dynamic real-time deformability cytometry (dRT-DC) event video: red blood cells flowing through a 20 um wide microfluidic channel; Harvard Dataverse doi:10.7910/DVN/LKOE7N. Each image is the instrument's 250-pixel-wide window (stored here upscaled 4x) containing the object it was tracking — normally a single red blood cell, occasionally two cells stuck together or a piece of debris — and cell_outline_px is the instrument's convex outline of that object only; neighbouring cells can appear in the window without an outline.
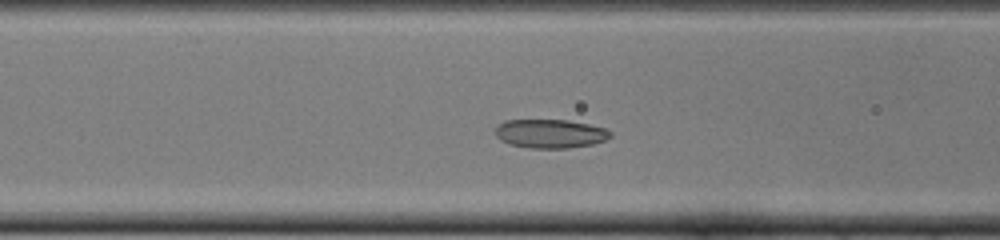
{"species": "common noctule bat (a hibernating species)", "species_latin": "Nyctalus noctula", "temperature_condition": "cold", "stored_images_in_passage": 45, "camera_frame_rate_fps": 3000, "um_per_image_px": 0.085, "animal": {"sex": "female", "body_mass_g": 22.0, "forearm_length_mm": 56.7}, "frame": {"image": 1, "passage_image": 13, "time_ms": 4.0, "image_size_px": [1000, 240], "cell_outline_px": [[612, 136], [604, 140], [592, 144], [568, 148], [528, 148], [508, 144], [500, 140], [496, 136], [496, 128], [504, 120], [568, 120], [588, 124], [604, 128], [612, 132]], "centroid_in_image_um": [46.75, 11.36], "position_along_channel_um": 119.8, "area_um2": 19.31}}
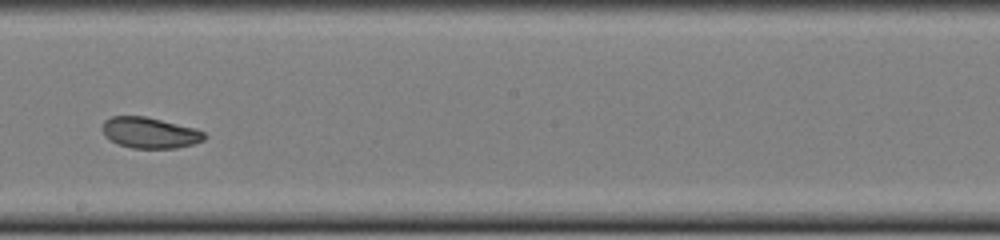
{"frame": {"image": 2, "passage_image": 22, "time_ms": 7.0, "image_size_px": [1000, 240], "cell_outline_px": [[208, 136], [204, 140], [192, 144], [176, 148], [132, 148], [116, 144], [104, 136], [104, 120], [112, 116], [144, 116], [196, 128], [204, 132]], "centroid_in_image_um": [12.75, 11.29], "position_along_channel_um": 235.5, "area_um2": 18.38}}
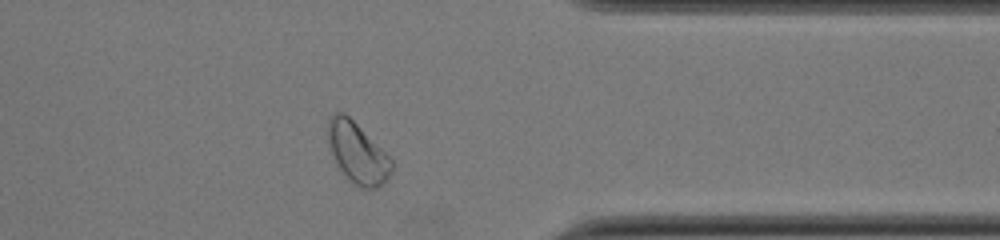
{"frame": {"image": 3, "passage_image": 34, "time_ms": 11.0, "image_size_px": [1000, 240], "cell_outline_px": [[392, 172], [388, 180], [384, 184], [376, 188], [360, 188], [348, 180], [336, 164], [328, 144], [328, 120], [336, 112], [344, 112], [392, 160]], "centroid_in_image_um": [30.37, 13.04], "position_along_channel_um": 381.0, "area_um2": 22.25}, "authors_computed_cell_mechanics": {"area_um2": 20.3456, "velocity_mm_per_s": 3.8722, "shape_relaxation_time_tau1_ms": 4.0997, "shape_relaxation_time_tau2_ms": 3.0364, "deformation_change_tau1": 0.0922, "deformation_change_tau2": 0.0597}}